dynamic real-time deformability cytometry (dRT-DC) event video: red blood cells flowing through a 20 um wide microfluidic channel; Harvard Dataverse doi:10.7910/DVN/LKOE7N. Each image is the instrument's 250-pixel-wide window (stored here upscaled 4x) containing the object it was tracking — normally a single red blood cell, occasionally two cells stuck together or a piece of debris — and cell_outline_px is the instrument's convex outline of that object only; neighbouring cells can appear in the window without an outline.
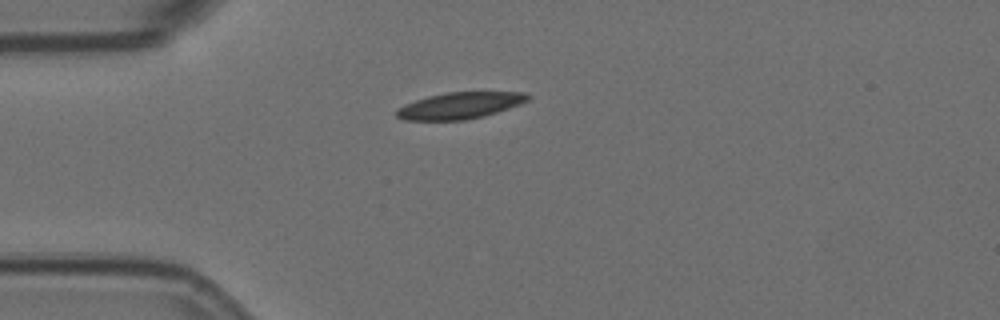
{"species": "Egyptian fruit bat (a non-hibernating species)", "species_latin": "Rousettus aegyptiacus", "temperature_condition": "room temperature", "stored_images_in_passage": 3, "camera_frame_rate_fps": 3000, "um_per_image_px": 0.085, "animal": {"sex": "female"}, "frame": {"image": 1, "passage_image": 1, "time_ms": 0.0, "image_size_px": [1000, 320], "cell_outline_px": [[532, 96], [528, 100], [520, 104], [484, 116], [464, 120], [404, 120], [396, 116], [396, 108], [404, 104], [428, 96], [448, 92], [524, 92]], "centroid_in_image_um": [39.08, 8.97], "position_along_channel_um": 45.9, "area_um2": 20.23}}
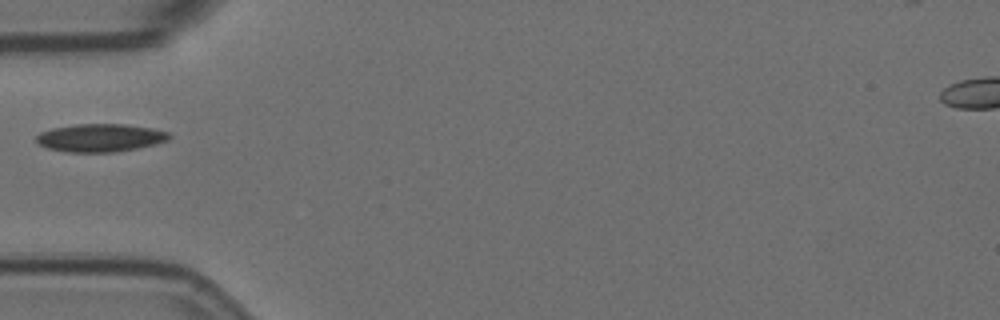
{"frame": {"image": 2, "passage_image": 2, "time_ms": 0.333, "image_size_px": [1000, 320], "cell_outline_px": [[172, 136], [168, 140], [156, 144], [116, 152], [64, 152], [48, 148], [40, 144], [36, 140], [36, 136], [40, 132], [52, 128], [76, 124], [128, 124], [152, 128], [168, 132]], "centroid_in_image_um": [8.54, 11.71], "position_along_channel_um": 76.5, "area_um2": 21.73}}
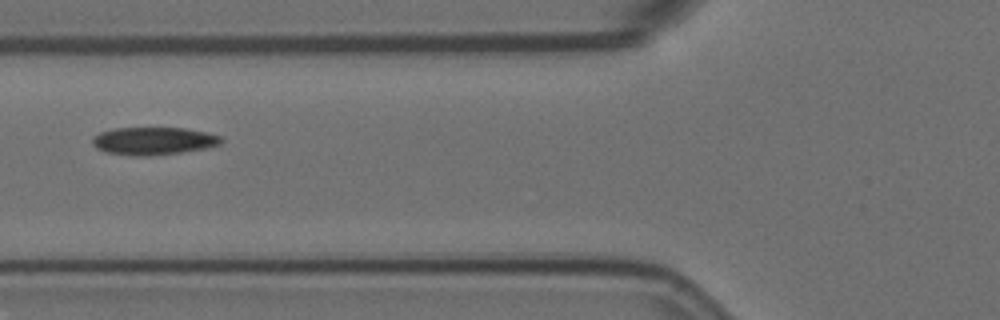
{"frame": {"image": 3, "passage_image": 3, "time_ms": 0.667, "image_size_px": [1000, 320], "cell_outline_px": [[224, 140], [220, 144], [204, 148], [180, 152], [144, 156], [136, 156], [108, 152], [96, 148], [92, 144], [92, 136], [100, 132], [116, 128], [184, 128], [204, 132], [220, 136]], "centroid_in_image_um": [13.01, 11.97], "position_along_channel_um": 112.8, "area_um2": 20.52}}